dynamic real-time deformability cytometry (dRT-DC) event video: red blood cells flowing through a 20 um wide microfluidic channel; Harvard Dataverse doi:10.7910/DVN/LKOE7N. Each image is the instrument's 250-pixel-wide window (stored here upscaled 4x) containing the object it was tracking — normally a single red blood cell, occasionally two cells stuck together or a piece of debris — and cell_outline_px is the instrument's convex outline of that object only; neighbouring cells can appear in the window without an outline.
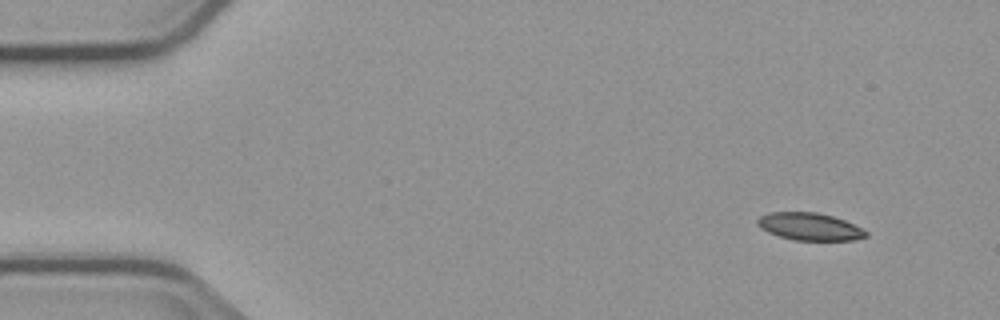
{"species": "common noctule bat (a hibernating species)", "species_latin": "Nyctalus noctula", "temperature_condition": "cold", "stored_images_in_passage": 4, "camera_frame_rate_fps": 3000, "um_per_image_px": 0.085, "animal": {"sex": "male", "body_mass_g": 23.1, "forearm_length_mm": 52.7}, "frame": {"image": 1, "passage_image": 1, "time_ms": 0.0, "image_size_px": [1000, 320], "cell_outline_px": [[868, 236], [856, 240], [792, 240], [768, 232], [756, 224], [756, 220], [760, 216], [768, 212], [816, 212], [832, 216], [844, 220], [868, 232]], "centroid_in_image_um": [68.8, 19.26], "position_along_channel_um": 16.2, "area_um2": 17.28}}
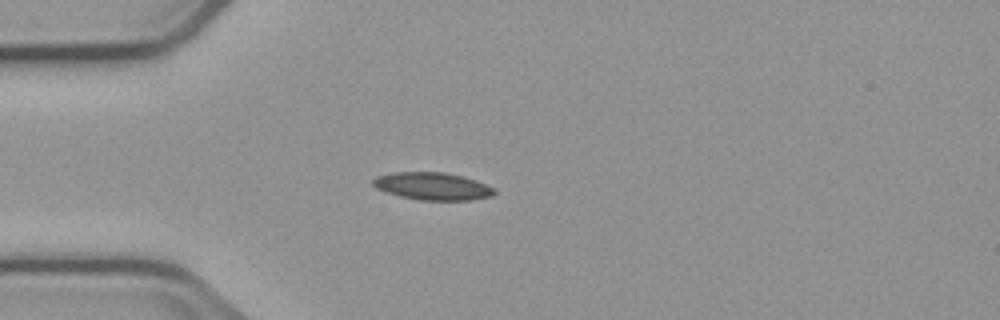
{"frame": {"image": 2, "passage_image": 4, "time_ms": 3.333, "image_size_px": [1000, 320], "cell_outline_px": [[496, 192], [492, 196], [472, 200], [420, 200], [400, 196], [384, 192], [376, 188], [372, 184], [372, 180], [376, 176], [392, 172], [444, 172], [464, 176], [476, 180], [496, 188]], "centroid_in_image_um": [36.77, 15.82], "position_along_channel_um": 48.2, "area_um2": 19.71}}